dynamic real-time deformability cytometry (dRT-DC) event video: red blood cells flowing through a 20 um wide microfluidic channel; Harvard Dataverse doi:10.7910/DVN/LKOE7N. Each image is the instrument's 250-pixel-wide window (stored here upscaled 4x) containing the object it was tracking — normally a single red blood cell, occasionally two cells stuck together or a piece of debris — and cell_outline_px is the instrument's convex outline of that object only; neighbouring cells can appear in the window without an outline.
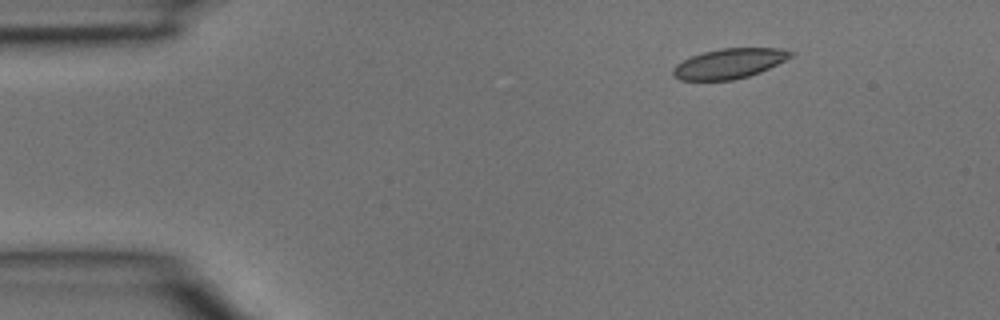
{"species": "common noctule bat (a hibernating species)", "species_latin": "Nyctalus noctula", "temperature_condition": "room temperature", "stored_images_in_passage": 5, "camera_frame_rate_fps": 3000, "um_per_image_px": 0.085, "animal": {"sex": "male", "body_mass_g": 15.6}, "frame": {"image": 1, "passage_image": 2, "time_ms": 0.333, "image_size_px": [1000, 320], "cell_outline_px": [[796, 52], [792, 56], [760, 72], [748, 76], [732, 80], [680, 80], [672, 76], [672, 68], [676, 64], [692, 56], [704, 52], [720, 48], [780, 48]], "centroid_in_image_um": [61.96, 5.4], "position_along_channel_um": 23.0, "area_um2": 20.46}}
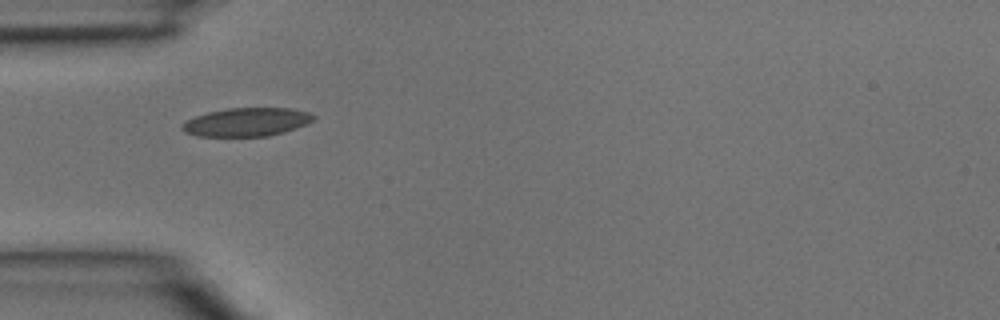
{"frame": {"image": 2, "passage_image": 4, "time_ms": 1.0, "image_size_px": [1000, 320], "cell_outline_px": [[316, 116], [312, 120], [296, 128], [284, 132], [268, 136], [196, 136], [184, 132], [180, 128], [180, 124], [196, 116], [208, 112], [228, 108], [292, 108], [312, 112]], "centroid_in_image_um": [20.96, 10.37], "position_along_channel_um": 64.0, "area_um2": 21.85}}
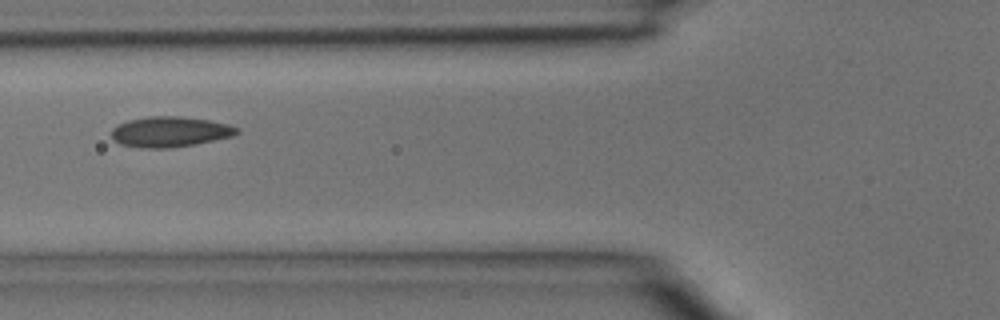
{"frame": {"image": 3, "passage_image": 5, "time_ms": 1.333, "image_size_px": [1000, 320], "cell_outline_px": [[240, 132], [232, 136], [196, 144], [172, 148], [144, 148], [120, 144], [112, 136], [112, 128], [116, 124], [128, 120], [148, 116], [180, 116], [208, 120], [228, 124], [240, 128]], "centroid_in_image_um": [14.46, 11.2], "position_along_channel_um": 111.3, "area_um2": 22.31}}